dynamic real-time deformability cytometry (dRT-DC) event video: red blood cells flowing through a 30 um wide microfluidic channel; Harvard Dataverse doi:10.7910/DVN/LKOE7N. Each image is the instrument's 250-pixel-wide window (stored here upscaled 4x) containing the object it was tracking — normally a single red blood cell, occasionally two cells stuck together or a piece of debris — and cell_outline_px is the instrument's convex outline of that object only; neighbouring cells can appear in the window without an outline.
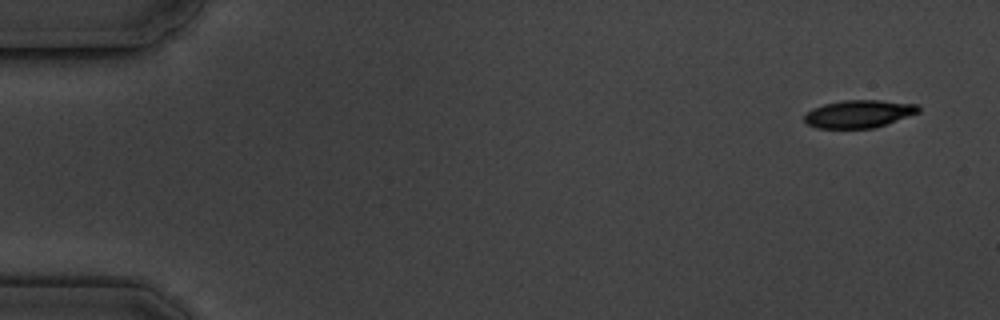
{"species": "common noctule bat (a hibernating species)", "species_latin": "Nyctalus noctula", "temperature_condition": "cold", "stored_images_in_passage": 5, "camera_frame_rate_fps": 3000, "um_per_image_px": 0.085, "animal": {"sex": "male", "body_mass_g": 19.5, "forearm_length_mm": 54.6}, "frame": {"image": 1, "passage_image": 1, "time_ms": 0.0, "image_size_px": [1000, 320], "cell_outline_px": [[920, 112], [872, 128], [816, 128], [808, 124], [804, 120], [804, 112], [812, 108], [824, 104], [844, 100], [880, 100], [920, 104]], "centroid_in_image_um": [72.98, 9.66], "position_along_channel_um": 12.0, "area_um2": 18.44}}
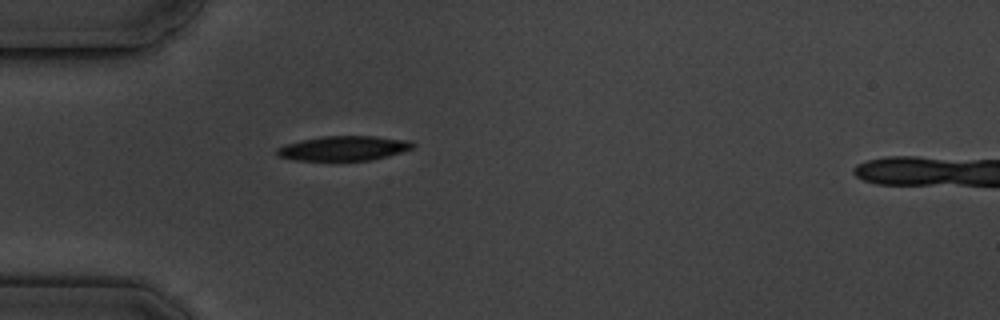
{"frame": {"image": 2, "passage_image": 5, "time_ms": 4.667, "image_size_px": [1000, 320], "cell_outline_px": [[416, 144], [412, 148], [388, 156], [372, 160], [296, 160], [276, 156], [276, 148], [300, 140], [324, 136], [376, 136], [412, 140]], "centroid_in_image_um": [29.24, 12.59], "position_along_channel_um": 55.8, "area_um2": 19.54}}